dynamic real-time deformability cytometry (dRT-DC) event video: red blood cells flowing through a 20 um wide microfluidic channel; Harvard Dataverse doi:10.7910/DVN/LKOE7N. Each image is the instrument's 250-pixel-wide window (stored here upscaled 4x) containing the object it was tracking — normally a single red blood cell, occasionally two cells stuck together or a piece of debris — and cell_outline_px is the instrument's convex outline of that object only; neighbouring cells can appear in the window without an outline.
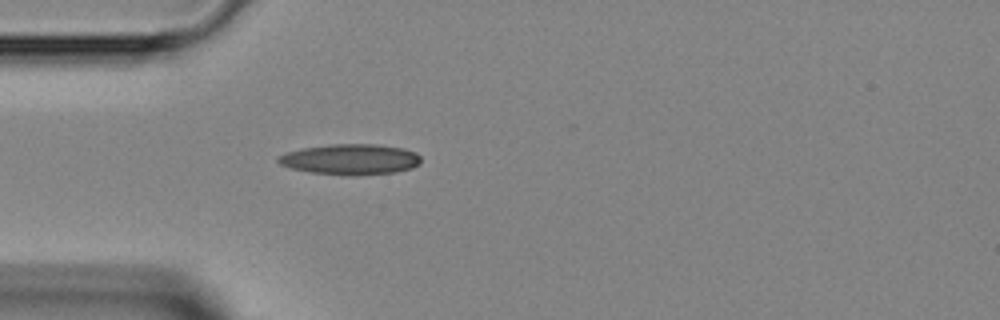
{"species": "Egyptian fruit bat (a non-hibernating species)", "species_latin": "Rousettus aegyptiacus", "temperature_condition": "room temperature", "stored_images_in_passage": 34, "camera_frame_rate_fps": 3000, "um_per_image_px": 0.085, "animal": {"sex": "female"}, "frame": {"image": 1, "passage_image": 1, "time_ms": 0.0, "image_size_px": [1000, 320], "cell_outline_px": [[420, 164], [412, 168], [396, 172], [356, 176], [344, 176], [312, 172], [288, 168], [280, 164], [276, 160], [276, 156], [284, 152], [300, 148], [332, 144], [376, 144], [404, 148], [416, 152], [420, 156]], "centroid_in_image_um": [29.76, 13.55], "position_along_channel_um": 55.2, "area_um2": 26.01}}
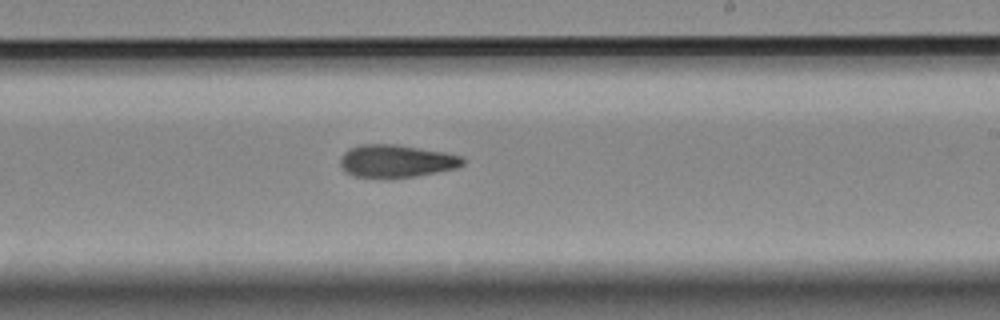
{"frame": {"image": 2, "passage_image": 15, "time_ms": 4.667, "image_size_px": [1000, 320], "cell_outline_px": [[464, 164], [460, 168], [416, 176], [352, 176], [340, 164], [340, 160], [344, 152], [348, 148], [360, 144], [396, 144], [444, 152], [464, 156]], "centroid_in_image_um": [33.75, 13.66], "position_along_channel_um": 255.3, "area_um2": 23.06}}
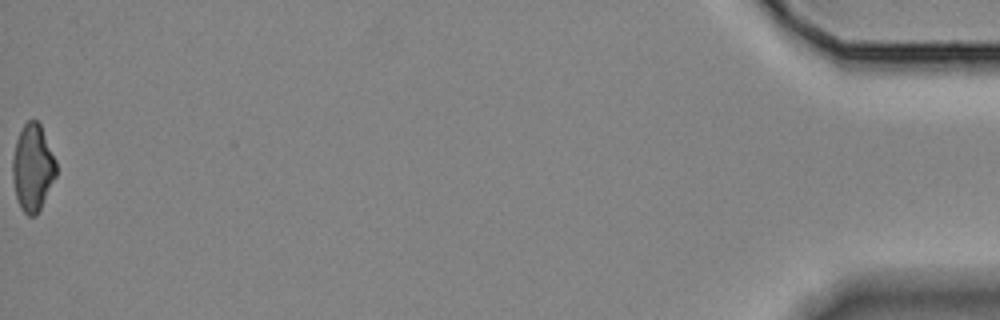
{"frame": {"image": 3, "passage_image": 34, "time_ms": 11.0, "image_size_px": [1000, 320], "cell_outline_px": [[56, 176], [36, 216], [28, 216], [20, 208], [16, 200], [12, 176], [12, 156], [16, 140], [24, 124], [28, 120], [36, 120], [40, 124], [56, 160]], "centroid_in_image_um": [2.76, 14.27], "position_along_channel_um": 432.4, "area_um2": 22.08}}